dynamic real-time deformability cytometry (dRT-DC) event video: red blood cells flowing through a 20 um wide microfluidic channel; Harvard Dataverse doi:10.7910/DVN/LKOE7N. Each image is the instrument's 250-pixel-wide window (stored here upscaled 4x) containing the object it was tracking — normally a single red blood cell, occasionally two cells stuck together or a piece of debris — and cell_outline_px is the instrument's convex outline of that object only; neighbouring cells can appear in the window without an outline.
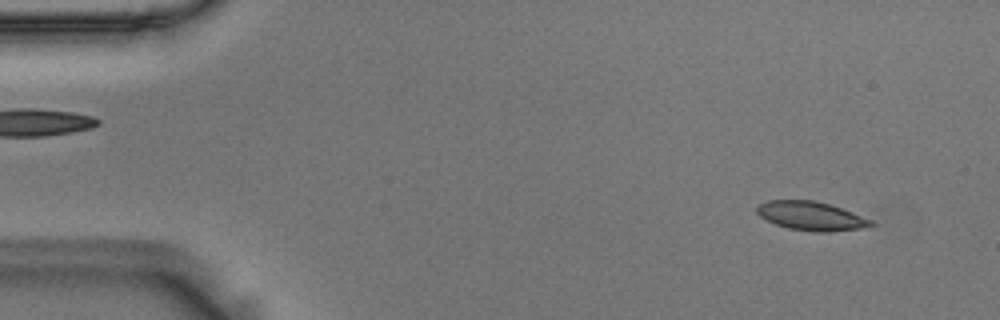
{"species": "Egyptian fruit bat (a non-hibernating species)", "species_latin": "Rousettus aegyptiacus", "temperature_condition": "room temperature", "stored_images_in_passage": 55, "camera_frame_rate_fps": 3000, "um_per_image_px": 0.085, "animal": {"sex": "male"}, "frame": {"image": 1, "passage_image": 4, "time_ms": 1.0, "image_size_px": [1000, 320], "cell_outline_px": [[876, 224], [868, 228], [828, 232], [812, 232], [788, 228], [776, 224], [760, 216], [756, 212], [756, 208], [760, 204], [768, 200], [812, 200], [828, 204], [852, 212], [872, 220]], "centroid_in_image_um": [68.98, 18.37], "position_along_channel_um": 16.0, "area_um2": 19.19}}
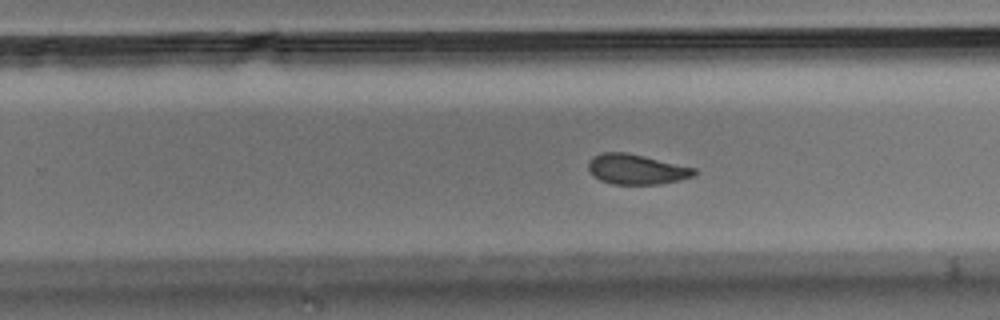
{"frame": {"image": 2, "passage_image": 34, "time_ms": 11.0, "image_size_px": [1000, 320], "cell_outline_px": [[696, 176], [680, 180], [660, 184], [612, 184], [600, 180], [592, 176], [588, 168], [588, 164], [592, 156], [600, 152], [624, 152], [644, 156], [696, 168]], "centroid_in_image_um": [54.09, 14.39], "position_along_channel_um": 275.7, "area_um2": 18.73}}
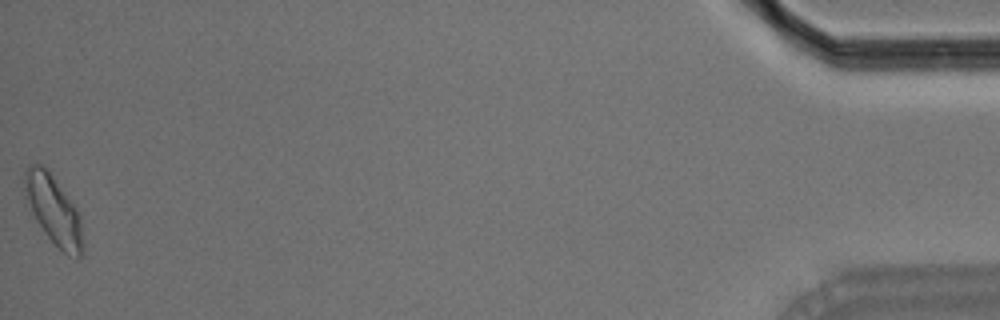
{"frame": {"image": 3, "passage_image": 55, "time_ms": 18.0, "image_size_px": [1000, 320], "cell_outline_px": [[84, 256], [76, 260], [68, 256], [48, 236], [36, 220], [24, 196], [24, 172], [28, 164], [40, 164], [48, 168], [76, 204], [80, 212], [84, 244]], "centroid_in_image_um": [4.61, 17.84], "position_along_channel_um": 430.6, "area_um2": 24.28}, "authors_computed_cell_mechanics": {"area_um2": 19.7098, "velocity_mm_per_s": 3.5968, "shape_relaxation_time_tau1_ms": 6.6501, "shape_relaxation_time_tau2_ms": 2.0239, "deformation_change_tau1": 0.1319, "deformation_change_tau2": 0.0602}}